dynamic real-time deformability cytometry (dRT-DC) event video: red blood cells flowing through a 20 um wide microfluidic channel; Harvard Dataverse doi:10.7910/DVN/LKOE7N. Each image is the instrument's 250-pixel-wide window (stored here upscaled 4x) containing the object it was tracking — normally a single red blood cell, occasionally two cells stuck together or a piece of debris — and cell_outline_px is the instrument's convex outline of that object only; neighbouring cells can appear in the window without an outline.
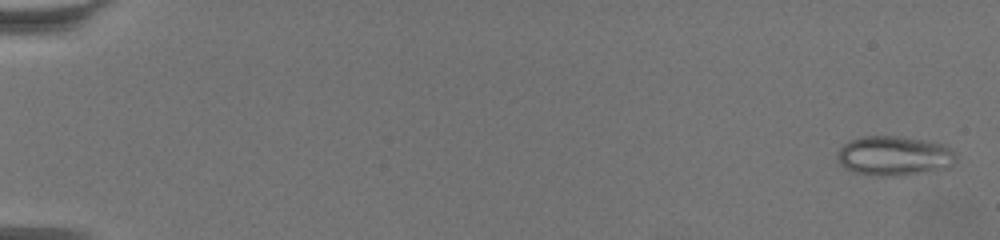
{"species": "common noctule bat (a hibernating species)", "species_latin": "Nyctalus noctula", "temperature_condition": "warm", "stored_images_in_passage": 63, "camera_frame_rate_fps": 3000, "um_per_image_px": 0.085, "animal": {"sex": "female", "body_mass_g": 19.5, "forearm_length_mm": 54.1}, "frame": {"image": 1, "passage_image": 2, "time_ms": 0.333, "image_size_px": [1000, 240], "cell_outline_px": [[956, 160], [948, 168], [900, 176], [872, 176], [852, 172], [844, 168], [836, 160], [836, 152], [848, 140], [860, 136], [900, 136], [948, 144], [956, 156]], "centroid_in_image_um": [75.97, 13.25], "position_along_channel_um": 9.0, "area_um2": 28.03}}
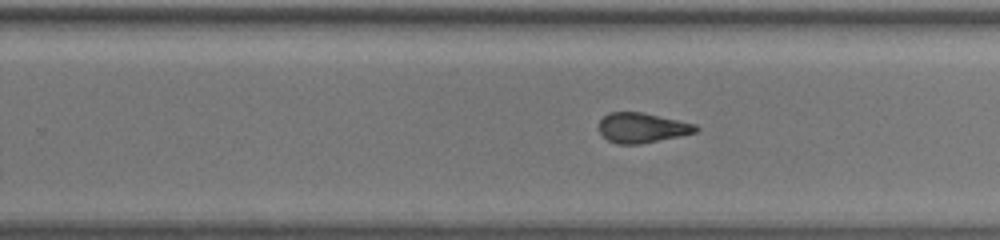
{"frame": {"image": 2, "passage_image": 42, "time_ms": 13.667, "image_size_px": [1000, 240], "cell_outline_px": [[700, 128], [696, 132], [680, 136], [640, 144], [616, 144], [608, 140], [600, 132], [600, 120], [608, 112], [640, 112], [696, 124]], "centroid_in_image_um": [54.58, 10.87], "position_along_channel_um": 275.2, "area_um2": 16.76}}
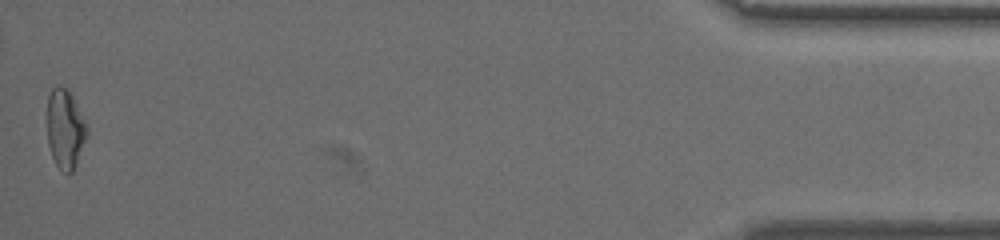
{"frame": {"image": 3, "passage_image": 63, "time_ms": 20.667, "image_size_px": [1000, 240], "cell_outline_px": [[88, 136], [76, 164], [72, 172], [64, 172], [56, 164], [52, 156], [48, 144], [48, 96], [52, 88], [56, 84], [68, 88], [88, 128]], "centroid_in_image_um": [5.55, 10.94], "position_along_channel_um": 429.7, "area_um2": 18.26}, "authors_computed_cell_mechanics": {"area_um2": 18.0914, "velocity_mm_per_s": 3.403, "shape_relaxation_time_tau1_ms": null, "shape_relaxation_time_tau2_ms": 1.4204, "deformation_change_tau1": null, "deformation_change_tau2": 0.0916}}